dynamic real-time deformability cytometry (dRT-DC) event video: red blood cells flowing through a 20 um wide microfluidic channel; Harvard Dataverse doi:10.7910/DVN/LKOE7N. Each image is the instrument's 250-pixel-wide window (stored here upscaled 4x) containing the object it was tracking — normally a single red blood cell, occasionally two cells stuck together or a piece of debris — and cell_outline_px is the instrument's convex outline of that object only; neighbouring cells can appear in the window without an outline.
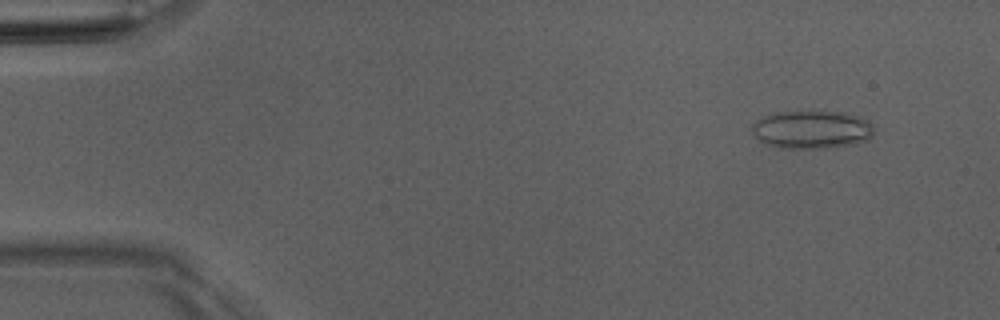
{"species": "Egyptian fruit bat (a non-hibernating species)", "species_latin": "Rousettus aegyptiacus", "temperature_condition": "room temperature", "stored_images_in_passage": 51, "camera_frame_rate_fps": 3000, "um_per_image_px": 0.085, "animal": {"sex": "male"}, "frame": {"image": 1, "passage_image": 5, "time_ms": 1.333, "image_size_px": [1000, 320], "cell_outline_px": [[872, 136], [868, 140], [848, 144], [824, 148], [780, 148], [764, 144], [752, 132], [752, 124], [756, 120], [764, 116], [780, 112], [844, 112], [860, 116], [872, 124]], "centroid_in_image_um": [68.98, 11.02], "position_along_channel_um": 16.0, "area_um2": 26.82}}
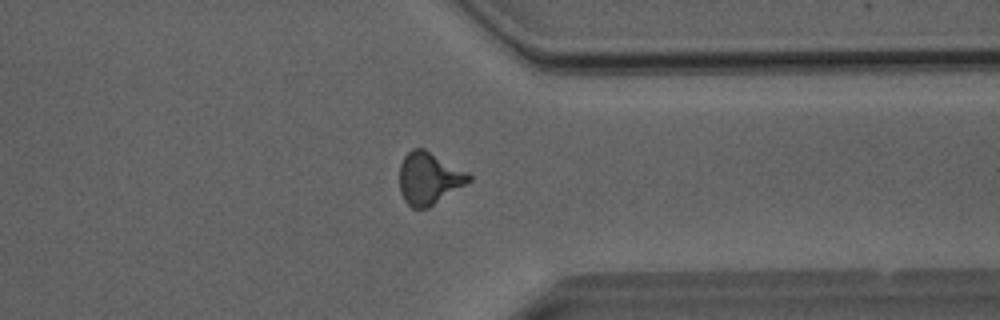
{"frame": {"image": 2, "passage_image": 40, "time_ms": 13.0, "image_size_px": [1000, 320], "cell_outline_px": [[472, 180], [428, 208], [412, 208], [404, 200], [400, 192], [400, 164], [404, 156], [412, 148], [424, 148], [468, 172], [472, 176]], "centroid_in_image_um": [36.46, 15.15], "position_along_channel_um": 374.9, "area_um2": 21.04}}
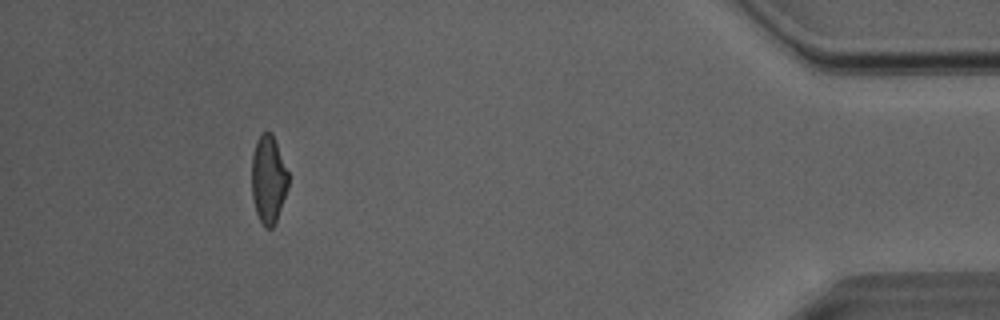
{"frame": {"image": 3, "passage_image": 47, "time_ms": 15.333, "image_size_px": [1000, 320], "cell_outline_px": [[288, 188], [276, 220], [272, 228], [264, 228], [256, 212], [252, 196], [252, 152], [256, 140], [264, 132], [272, 132], [288, 172]], "centroid_in_image_um": [22.8, 15.24], "position_along_channel_um": 412.4, "area_um2": 18.67}, "authors_computed_cell_mechanics": {"area_um2": 20.3456, "velocity_mm_per_s": 4.0754, "shape_relaxation_time_tau1_ms": null, "shape_relaxation_time_tau2_ms": 1.9237, "deformation_change_tau1": null, "deformation_change_tau2": 0.1009}}